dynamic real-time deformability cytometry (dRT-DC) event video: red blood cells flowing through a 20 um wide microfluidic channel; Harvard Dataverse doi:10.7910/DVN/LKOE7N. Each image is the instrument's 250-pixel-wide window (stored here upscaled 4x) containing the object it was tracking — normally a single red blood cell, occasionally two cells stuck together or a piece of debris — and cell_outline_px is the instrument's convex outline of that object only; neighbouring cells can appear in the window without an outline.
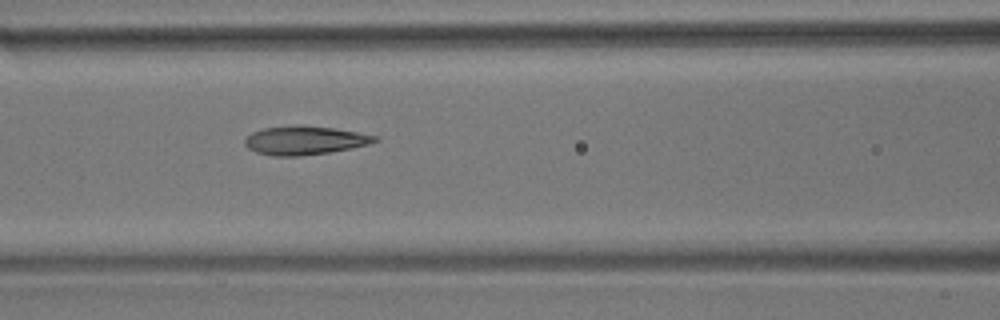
{"species": "common noctule bat (a hibernating species)", "species_latin": "Nyctalus noctula", "temperature_condition": "room temperature", "stored_images_in_passage": 7, "camera_frame_rate_fps": 3000, "um_per_image_px": 0.085, "animal": {"sex": "male", "body_mass_g": 17.9}, "frame": {"image": 1, "passage_image": 7, "time_ms": 7.667, "image_size_px": [1000, 320], "cell_outline_px": [[380, 140], [368, 144], [328, 152], [300, 156], [272, 156], [256, 152], [248, 148], [244, 144], [244, 140], [252, 132], [264, 128], [332, 128], [380, 136]], "centroid_in_image_um": [25.9, 11.98], "position_along_channel_um": 140.7, "area_um2": 20.69}}